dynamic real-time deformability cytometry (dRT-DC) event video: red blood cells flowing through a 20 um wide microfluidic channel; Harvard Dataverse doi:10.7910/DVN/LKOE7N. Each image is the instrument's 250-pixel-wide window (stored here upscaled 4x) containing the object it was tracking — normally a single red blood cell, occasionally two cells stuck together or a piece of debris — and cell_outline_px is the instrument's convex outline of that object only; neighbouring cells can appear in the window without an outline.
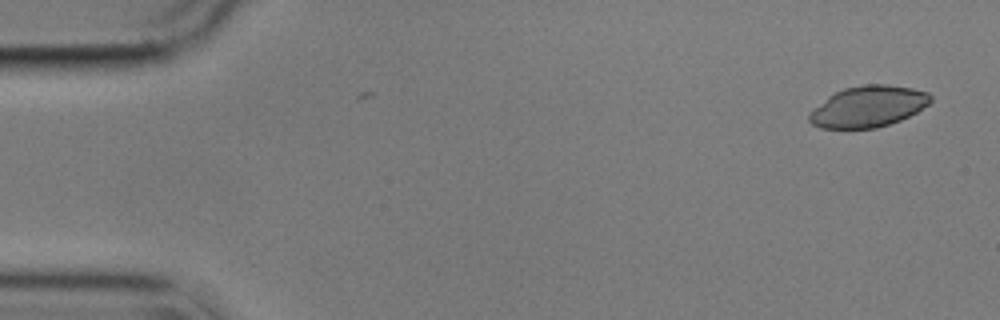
{"species": "common noctule bat (a hibernating species)", "species_latin": "Nyctalus noctula", "temperature_condition": "cold", "stored_images_in_passage": 53, "camera_frame_rate_fps": 3000, "um_per_image_px": 0.085, "animal": {"sex": "male", "body_mass_g": 17.9}, "frame": {"image": 1, "passage_image": 1, "time_ms": 0.0, "image_size_px": [1000, 320], "cell_outline_px": [[932, 100], [928, 104], [916, 112], [900, 120], [876, 128], [820, 128], [812, 124], [808, 120], [808, 116], [828, 96], [844, 88], [864, 84], [888, 84], [912, 88], [928, 92], [932, 96]], "centroid_in_image_um": [73.82, 9.04], "position_along_channel_um": 11.2, "area_um2": 28.84}}
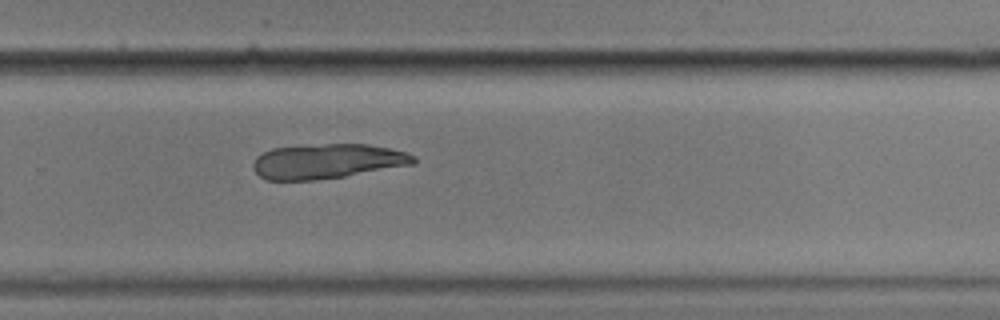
{"frame": {"image": 2, "passage_image": 35, "time_ms": 11.333, "image_size_px": [1000, 320], "cell_outline_px": [[416, 160], [412, 164], [344, 176], [312, 180], [264, 180], [252, 168], [252, 164], [256, 156], [272, 148], [324, 144], [368, 144], [388, 148], [404, 152], [416, 156]], "centroid_in_image_um": [27.76, 13.71], "position_along_channel_um": 302.0, "area_um2": 32.25}}